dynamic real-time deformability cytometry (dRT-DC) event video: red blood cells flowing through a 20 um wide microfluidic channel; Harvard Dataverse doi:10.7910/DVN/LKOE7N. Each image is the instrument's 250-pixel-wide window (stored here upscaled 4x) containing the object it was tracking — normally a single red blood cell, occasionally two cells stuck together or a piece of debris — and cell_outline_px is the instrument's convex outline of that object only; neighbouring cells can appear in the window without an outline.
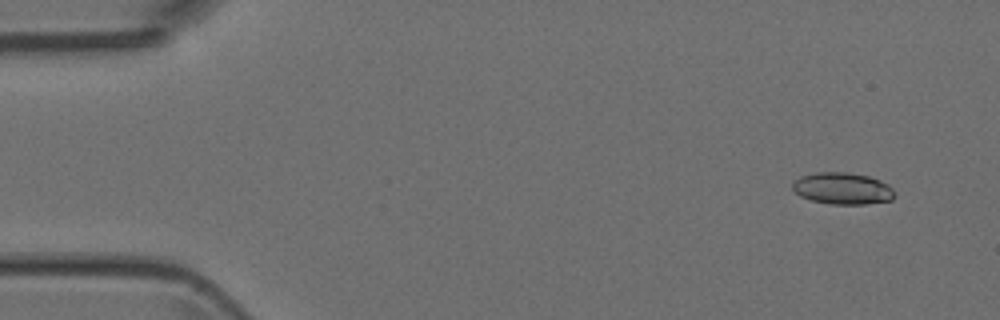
{"species": "Egyptian fruit bat (a non-hibernating species)", "species_latin": "Rousettus aegyptiacus", "temperature_condition": "room temperature", "stored_images_in_passage": 6, "camera_frame_rate_fps": 3000, "um_per_image_px": 0.085, "animal": {"sex": "female"}, "frame": {"image": 1, "passage_image": 1, "time_ms": 0.0, "image_size_px": [1000, 320], "cell_outline_px": [[896, 196], [892, 200], [864, 204], [832, 204], [812, 200], [800, 196], [792, 188], [792, 184], [800, 176], [816, 172], [848, 172], [868, 176], [880, 180], [888, 184], [896, 192]], "centroid_in_image_um": [71.65, 16.01], "position_along_channel_um": 13.4, "area_um2": 18.96}}
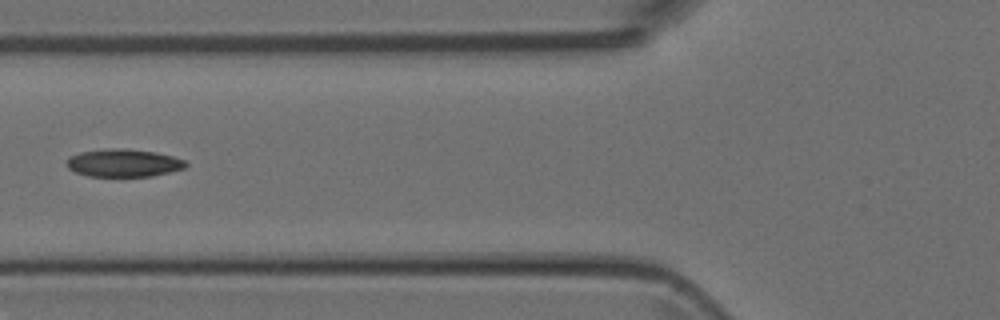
{"frame": {"image": 2, "passage_image": 5, "time_ms": 5.333, "image_size_px": [1000, 320], "cell_outline_px": [[188, 164], [184, 168], [152, 176], [88, 176], [76, 172], [68, 168], [64, 164], [68, 156], [80, 152], [108, 148], [128, 148], [156, 152], [172, 156], [184, 160]], "centroid_in_image_um": [10.45, 13.84], "position_along_channel_um": 115.3, "area_um2": 19.42}}
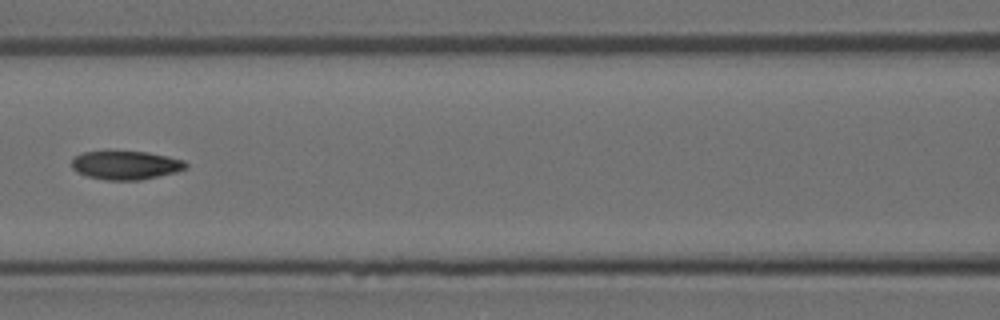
{"frame": {"image": 3, "passage_image": 6, "time_ms": 6.333, "image_size_px": [1000, 320], "cell_outline_px": [[188, 168], [176, 172], [140, 180], [108, 180], [88, 176], [76, 172], [72, 168], [72, 160], [80, 152], [108, 148], [148, 152], [168, 156], [184, 160], [188, 164]], "centroid_in_image_um": [10.66, 13.98], "position_along_channel_um": 155.9, "area_um2": 19.94}}